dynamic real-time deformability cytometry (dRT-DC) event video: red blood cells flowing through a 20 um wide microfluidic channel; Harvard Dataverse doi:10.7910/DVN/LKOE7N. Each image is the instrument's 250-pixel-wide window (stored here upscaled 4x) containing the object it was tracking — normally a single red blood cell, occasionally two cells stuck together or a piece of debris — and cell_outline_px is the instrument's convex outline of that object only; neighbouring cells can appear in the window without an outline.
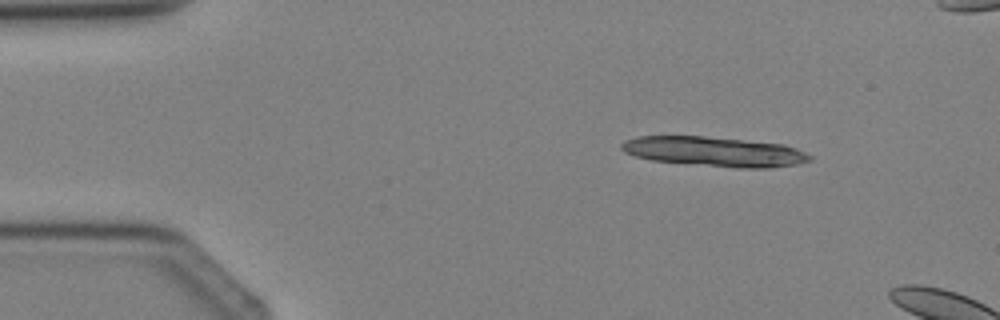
{"species": "Egyptian fruit bat (a non-hibernating species)", "species_latin": "Rousettus aegyptiacus", "temperature_condition": "cold", "stored_images_in_passage": 3, "camera_frame_rate_fps": 3000, "um_per_image_px": 0.085, "animal": {"sex": "female"}, "frame": {"image": 1, "passage_image": 2, "time_ms": 1.333, "image_size_px": [1000, 320], "cell_outline_px": [[812, 160], [796, 164], [772, 168], [736, 168], [652, 160], [636, 156], [624, 152], [620, 148], [620, 144], [624, 140], [636, 136], [704, 136], [784, 144], [796, 148], [812, 156]], "centroid_in_image_um": [60.72, 12.88], "position_along_channel_um": 24.3, "area_um2": 32.66}}